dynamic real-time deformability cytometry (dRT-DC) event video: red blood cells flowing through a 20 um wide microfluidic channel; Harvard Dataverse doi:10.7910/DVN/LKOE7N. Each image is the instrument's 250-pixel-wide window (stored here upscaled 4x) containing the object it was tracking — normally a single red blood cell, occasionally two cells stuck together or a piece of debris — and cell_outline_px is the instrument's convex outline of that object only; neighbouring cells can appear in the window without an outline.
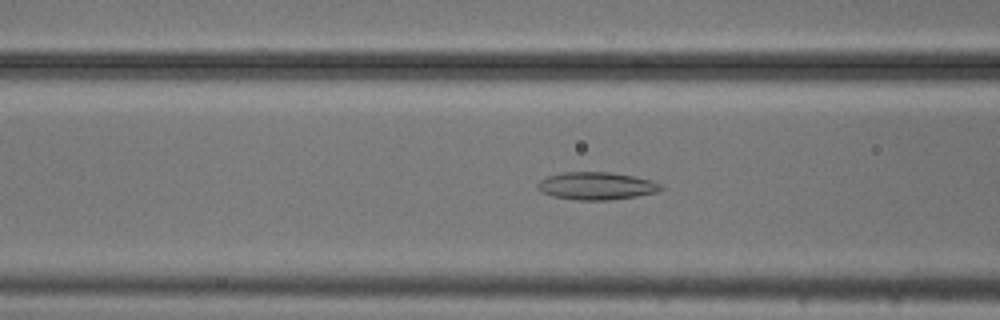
{"species": "common noctule bat (a hibernating species)", "species_latin": "Nyctalus noctula", "temperature_condition": "cold", "stored_images_in_passage": 48, "camera_frame_rate_fps": 3000, "um_per_image_px": 0.085, "animal": {"sex": "male", "body_mass_g": 20.5, "forearm_length_mm": 52.5}, "frame": {"image": 1, "passage_image": 15, "time_ms": 4.667, "image_size_px": [1000, 320], "cell_outline_px": [[664, 188], [656, 192], [636, 196], [612, 200], [576, 200], [552, 196], [536, 188], [536, 184], [540, 180], [548, 176], [564, 172], [612, 172], [652, 180], [660, 184]], "centroid_in_image_um": [50.69, 15.8], "position_along_channel_um": 115.9, "area_um2": 19.83}}
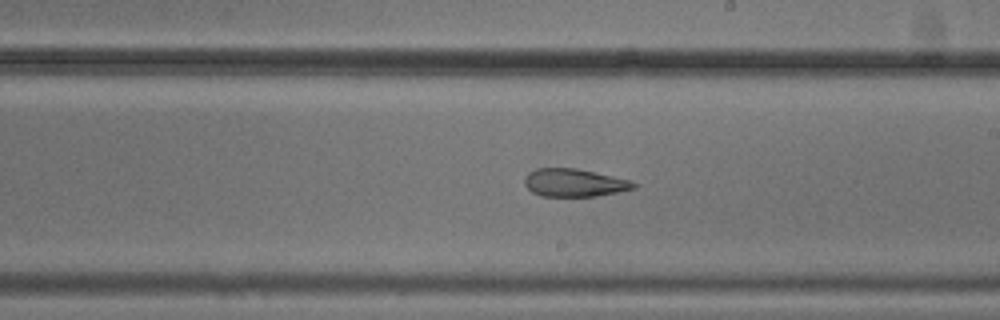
{"frame": {"image": 2, "passage_image": 25, "time_ms": 8.0, "image_size_px": [1000, 320], "cell_outline_px": [[636, 188], [596, 196], [540, 196], [532, 192], [524, 184], [524, 176], [528, 172], [536, 168], [576, 168], [612, 176], [628, 180], [636, 184]], "centroid_in_image_um": [48.75, 15.53], "position_along_channel_um": 240.3, "area_um2": 17.63}}
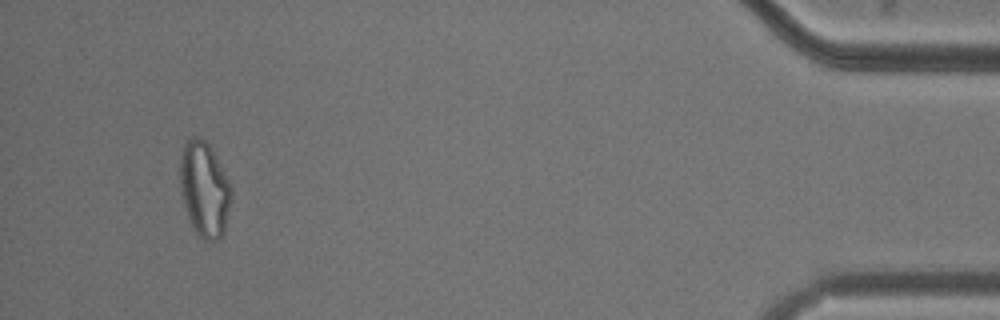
{"frame": {"image": 3, "passage_image": 45, "time_ms": 14.667, "image_size_px": [1000, 320], "cell_outline_px": [[232, 200], [224, 232], [220, 240], [204, 240], [196, 232], [188, 216], [180, 192], [180, 156], [184, 144], [192, 136], [196, 136], [204, 140], [208, 144], [228, 180], [232, 188]], "centroid_in_image_um": [17.38, 16.11], "position_along_channel_um": 417.8, "area_um2": 28.26}, "authors_computed_cell_mechanics": {"area_um2": 21.6461, "velocity_mm_per_s": 3.7316, "shape_relaxation_time_tau1_ms": null, "shape_relaxation_time_tau2_ms": 4.227, "deformation_change_tau1": null, "deformation_change_tau2": 0.1244}}